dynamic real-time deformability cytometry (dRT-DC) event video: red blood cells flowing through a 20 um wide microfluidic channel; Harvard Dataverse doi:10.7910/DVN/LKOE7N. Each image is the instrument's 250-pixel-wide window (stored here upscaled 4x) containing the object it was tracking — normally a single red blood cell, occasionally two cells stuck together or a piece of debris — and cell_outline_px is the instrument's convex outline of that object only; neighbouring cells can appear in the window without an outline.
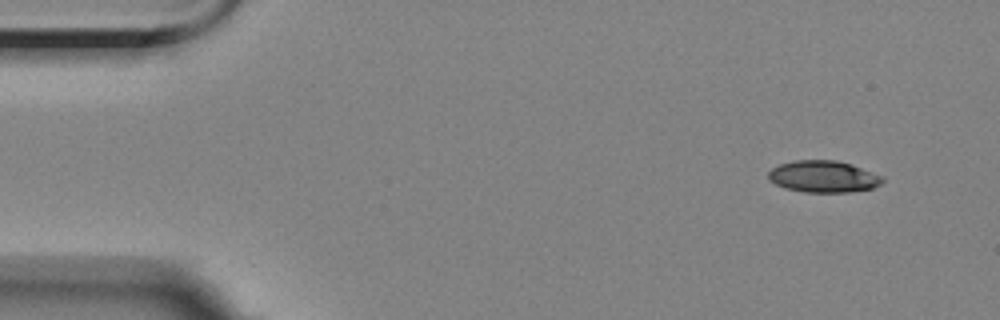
{"species": "Egyptian fruit bat (a non-hibernating species)", "species_latin": "Rousettus aegyptiacus", "temperature_condition": "room temperature", "stored_images_in_passage": 7, "camera_frame_rate_fps": 3000, "um_per_image_px": 0.085, "animal": {"sex": "female"}, "frame": {"image": 1, "passage_image": 1, "time_ms": 0.0, "image_size_px": [1000, 320], "cell_outline_px": [[884, 180], [880, 184], [872, 188], [848, 192], [804, 192], [784, 188], [768, 180], [768, 172], [772, 168], [780, 164], [796, 160], [836, 160], [852, 164], [884, 176]], "centroid_in_image_um": [69.99, 15.0], "position_along_channel_um": 15.0, "area_um2": 21.21}}
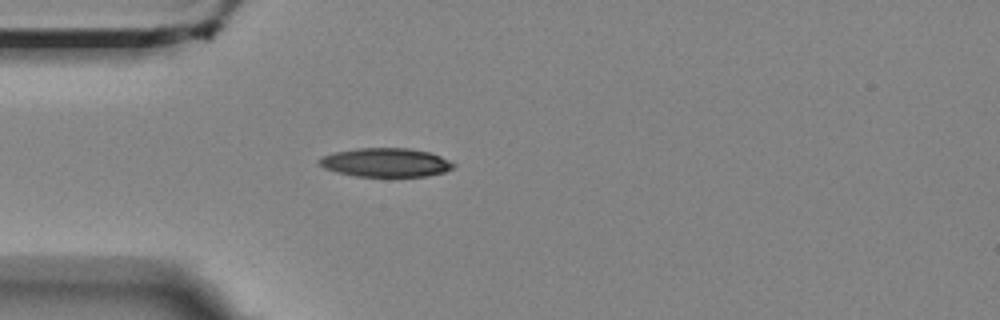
{"frame": {"image": 2, "passage_image": 4, "time_ms": 3.667, "image_size_px": [1000, 320], "cell_outline_px": [[456, 164], [452, 168], [444, 172], [428, 176], [356, 176], [336, 172], [324, 168], [316, 160], [320, 156], [332, 152], [356, 148], [408, 148], [428, 152], [440, 156]], "centroid_in_image_um": [32.73, 13.8], "position_along_channel_um": 52.3, "area_um2": 22.6}}
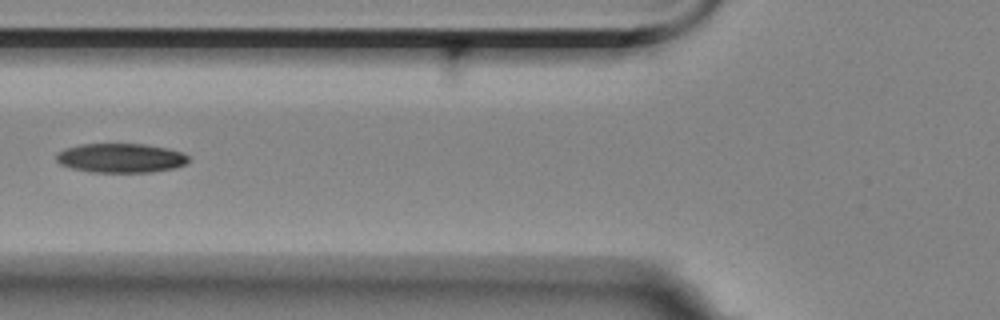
{"frame": {"image": 3, "passage_image": 6, "time_ms": 5.667, "image_size_px": [1000, 320], "cell_outline_px": [[188, 160], [184, 164], [176, 168], [152, 172], [88, 172], [72, 168], [60, 164], [56, 160], [56, 152], [64, 148], [80, 144], [144, 144], [168, 148], [180, 152], [188, 156]], "centroid_in_image_um": [10.22, 13.43], "position_along_channel_um": 115.6, "area_um2": 22.66}}